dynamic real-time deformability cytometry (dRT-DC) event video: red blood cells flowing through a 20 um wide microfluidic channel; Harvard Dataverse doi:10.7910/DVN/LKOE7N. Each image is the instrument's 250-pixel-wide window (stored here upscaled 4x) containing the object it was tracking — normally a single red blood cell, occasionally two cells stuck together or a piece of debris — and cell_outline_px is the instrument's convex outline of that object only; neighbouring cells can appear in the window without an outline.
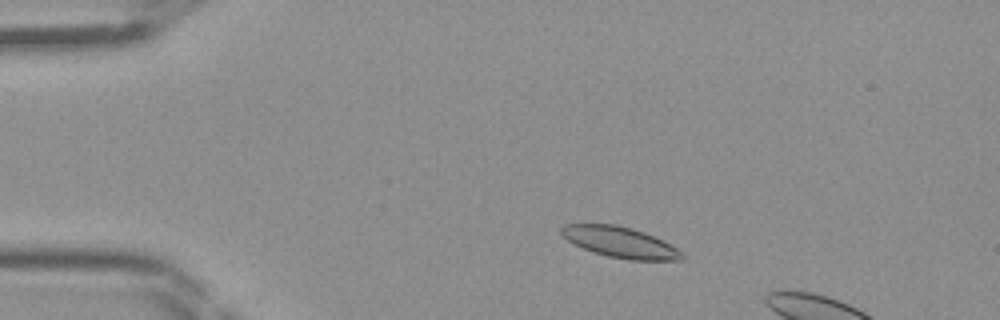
{"species": "Egyptian fruit bat (a non-hibernating species)", "species_latin": "Rousettus aegyptiacus", "temperature_condition": "room temperature", "stored_images_in_passage": 7, "camera_frame_rate_fps": 3000, "um_per_image_px": 0.085, "frame": {"image": 1, "passage_image": 3, "time_ms": 0.667, "image_size_px": [1000, 320], "cell_outline_px": [[684, 260], [628, 260], [608, 256], [584, 248], [568, 240], [560, 232], [560, 228], [564, 224], [616, 224], [632, 228], [644, 232], [664, 240], [676, 248], [684, 256]], "centroid_in_image_um": [52.74, 20.58], "position_along_channel_um": 32.3, "area_um2": 21.44}}